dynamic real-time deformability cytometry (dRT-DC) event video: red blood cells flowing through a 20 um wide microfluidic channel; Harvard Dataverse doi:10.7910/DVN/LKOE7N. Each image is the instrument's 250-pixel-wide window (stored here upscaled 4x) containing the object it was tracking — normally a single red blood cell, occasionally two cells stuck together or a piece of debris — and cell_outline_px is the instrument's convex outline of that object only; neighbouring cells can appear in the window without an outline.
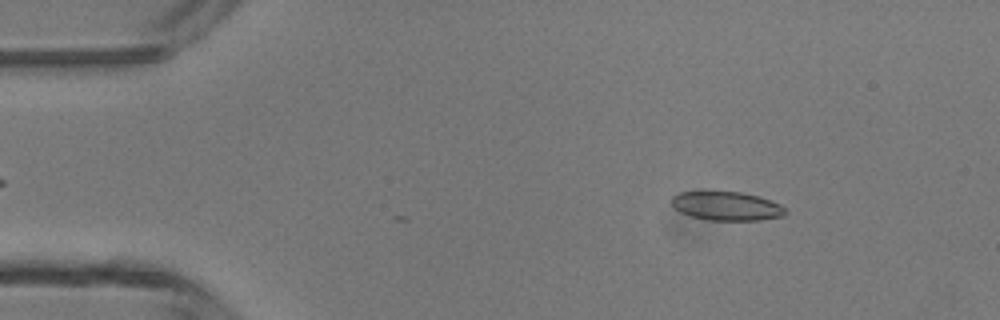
{"species": "common noctule bat (a hibernating species)", "species_latin": "Nyctalus noctula", "temperature_condition": "room temperature", "stored_images_in_passage": 2, "camera_frame_rate_fps": 3000, "um_per_image_px": 0.085, "animal": {"sex": "male", "body_mass_g": 13.3}, "frame": {"image": 1, "passage_image": 2, "time_ms": 1.0, "image_size_px": [1000, 320], "cell_outline_px": [[788, 212], [784, 216], [760, 220], [708, 220], [688, 216], [680, 212], [672, 204], [672, 196], [680, 192], [740, 192], [756, 196], [780, 204]], "centroid_in_image_um": [61.76, 17.53], "position_along_channel_um": 23.2, "area_um2": 18.96}}